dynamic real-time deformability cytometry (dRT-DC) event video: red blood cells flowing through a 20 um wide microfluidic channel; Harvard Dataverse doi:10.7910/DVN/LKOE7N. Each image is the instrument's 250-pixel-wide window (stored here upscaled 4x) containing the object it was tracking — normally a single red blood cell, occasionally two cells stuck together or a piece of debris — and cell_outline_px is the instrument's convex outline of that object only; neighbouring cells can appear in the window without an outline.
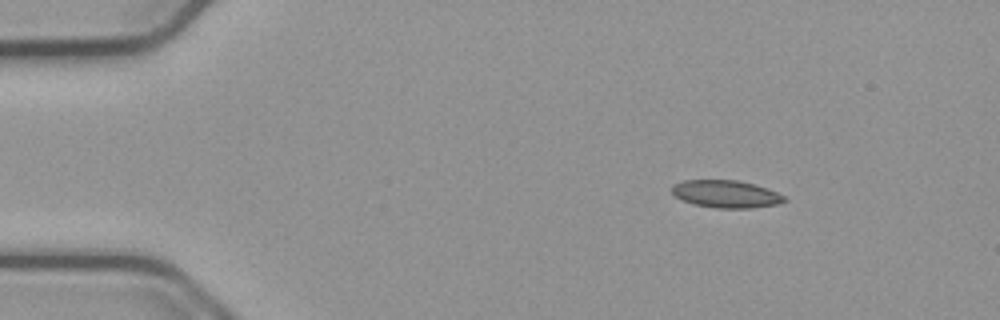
{"species": "common noctule bat (a hibernating species)", "species_latin": "Nyctalus noctula", "temperature_condition": "cold", "stored_images_in_passage": 48, "camera_frame_rate_fps": 3000, "um_per_image_px": 0.085, "animal": {"sex": "male", "body_mass_g": 23.1, "forearm_length_mm": 52.7}, "frame": {"image": 1, "passage_image": 1, "time_ms": 0.0, "image_size_px": [1000, 320], "cell_outline_px": [[788, 200], [780, 204], [752, 208], [716, 208], [692, 204], [676, 196], [672, 192], [672, 184], [684, 180], [740, 180], [768, 188], [784, 196]], "centroid_in_image_um": [61.74, 16.49], "position_along_channel_um": 23.3, "area_um2": 18.15}}
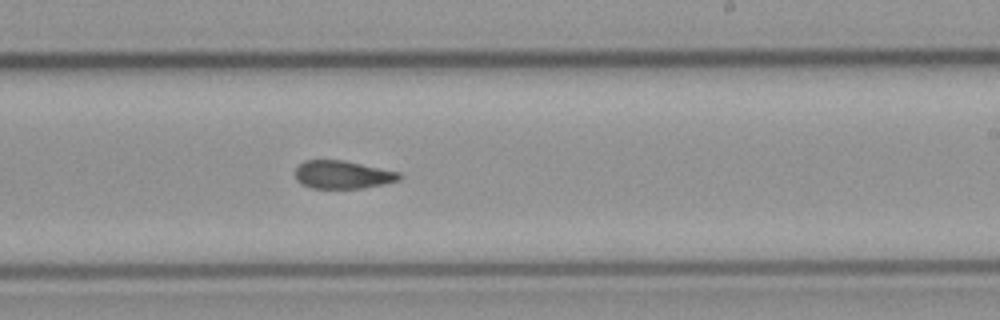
{"frame": {"image": 2, "passage_image": 26, "time_ms": 8.333, "image_size_px": [1000, 320], "cell_outline_px": [[404, 176], [400, 180], [384, 184], [364, 188], [312, 188], [300, 184], [296, 180], [296, 168], [304, 160], [344, 160], [400, 172]], "centroid_in_image_um": [29.15, 14.85], "position_along_channel_um": 259.8, "area_um2": 17.17}}
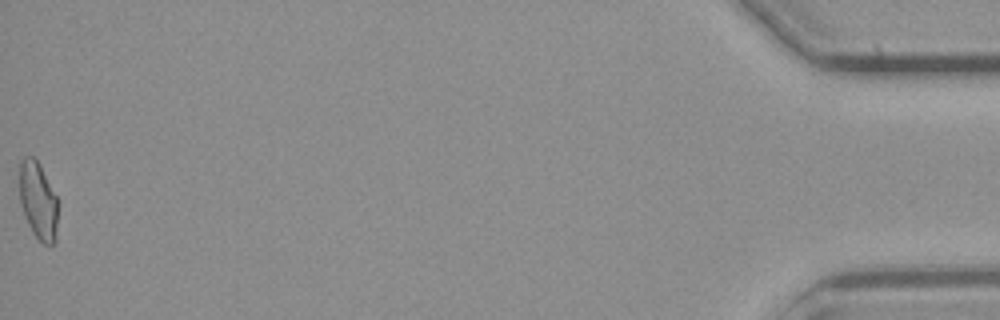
{"frame": {"image": 3, "passage_image": 48, "time_ms": 15.667, "image_size_px": [1000, 320], "cell_outline_px": [[56, 240], [52, 244], [44, 244], [32, 232], [24, 216], [20, 204], [20, 160], [24, 156], [32, 156], [40, 164], [56, 196]], "centroid_in_image_um": [3.21, 17.04], "position_along_channel_um": 432.0, "area_um2": 17.11}, "authors_computed_cell_mechanics": {"area_um2": 17.8313, "velocity_mm_per_s": 3.77, "shape_relaxation_time_tau1_ms": null, "shape_relaxation_time_tau2_ms": 3.5198, "deformation_change_tau1": null, "deformation_change_tau2": 0.0902}}